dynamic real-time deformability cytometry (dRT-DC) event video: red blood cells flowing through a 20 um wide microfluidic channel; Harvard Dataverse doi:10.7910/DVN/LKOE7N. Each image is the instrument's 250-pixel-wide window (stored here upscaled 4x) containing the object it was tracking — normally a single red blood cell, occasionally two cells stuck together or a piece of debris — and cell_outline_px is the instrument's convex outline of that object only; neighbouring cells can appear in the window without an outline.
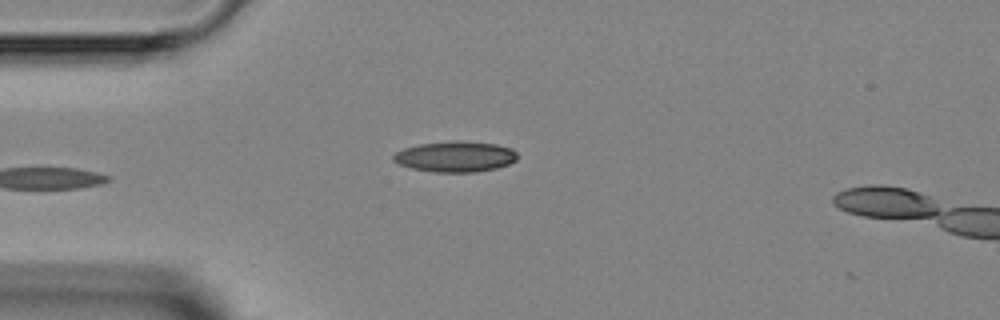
{"species": "Egyptian fruit bat (a non-hibernating species)", "species_latin": "Rousettus aegyptiacus", "temperature_condition": "room temperature", "stored_images_in_passage": 6, "camera_frame_rate_fps": 3000, "um_per_image_px": 0.085, "animal": {"sex": "female"}, "frame": {"image": 1, "passage_image": 5, "time_ms": 4.667, "image_size_px": [1000, 320], "cell_outline_px": [[516, 160], [508, 164], [496, 168], [472, 172], [432, 172], [412, 168], [400, 164], [392, 160], [392, 156], [396, 152], [404, 148], [420, 144], [456, 140], [496, 144], [512, 148], [516, 152]], "centroid_in_image_um": [38.69, 13.31], "position_along_channel_um": 46.3, "area_um2": 22.08}}